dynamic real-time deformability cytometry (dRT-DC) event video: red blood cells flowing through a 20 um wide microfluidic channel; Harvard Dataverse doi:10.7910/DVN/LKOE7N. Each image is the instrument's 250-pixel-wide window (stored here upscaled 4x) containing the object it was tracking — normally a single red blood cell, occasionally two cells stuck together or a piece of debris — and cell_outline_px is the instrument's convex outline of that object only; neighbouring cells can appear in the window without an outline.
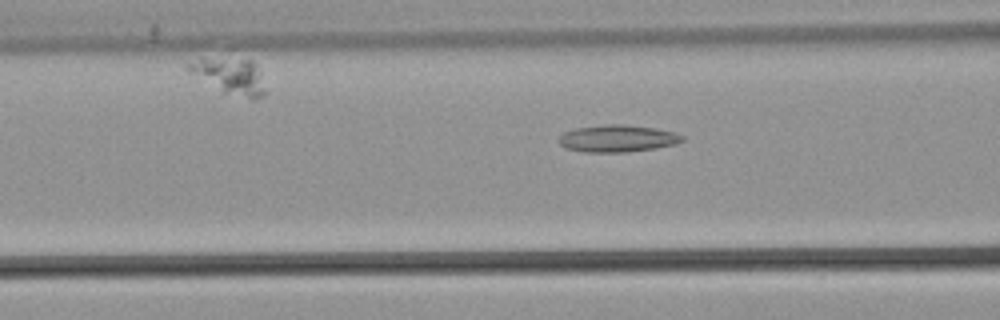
{"species": "common noctule bat (a hibernating species)", "species_latin": "Nyctalus noctula", "temperature_condition": "warm", "stored_images_in_passage": 39, "camera_frame_rate_fps": 3000, "um_per_image_px": 0.085, "animal": {"sex": "male", "body_mass_g": 21.5, "forearm_length_mm": 52.0}, "frame": {"image": 1, "passage_image": 16, "time_ms": 5.0, "image_size_px": [1000, 320], "cell_outline_px": [[684, 140], [676, 144], [656, 148], [624, 152], [584, 152], [564, 148], [560, 144], [560, 136], [564, 132], [576, 128], [604, 124], [624, 124], [656, 128], [676, 132], [684, 136]], "centroid_in_image_um": [52.51, 11.76], "position_along_channel_um": 114.1, "area_um2": 19.59}}
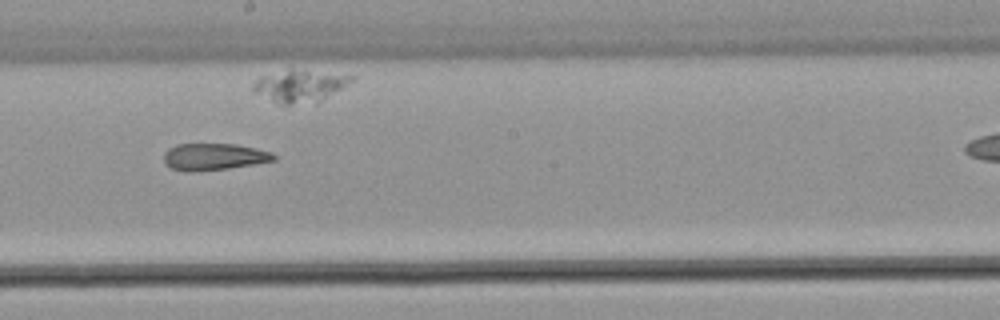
{"frame": {"image": 2, "passage_image": 25, "time_ms": 8.0, "image_size_px": [1000, 320], "cell_outline_px": [[276, 160], [228, 168], [188, 172], [184, 172], [172, 168], [164, 160], [164, 152], [168, 148], [176, 144], [236, 144], [256, 148], [272, 152], [276, 156]], "centroid_in_image_um": [18.18, 13.31], "position_along_channel_um": 230.0, "area_um2": 17.11}}
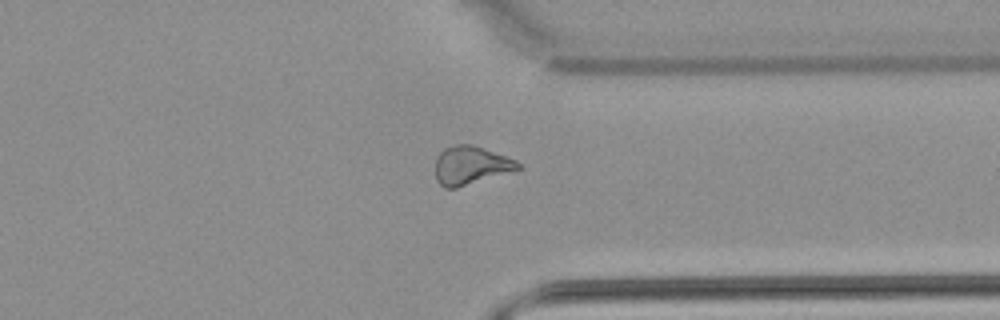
{"frame": {"image": 3, "passage_image": 36, "time_ms": 11.667, "image_size_px": [1000, 320], "cell_outline_px": [[520, 168], [456, 188], [444, 188], [436, 180], [436, 156], [444, 148], [456, 144], [472, 144], [516, 160], [520, 164]], "centroid_in_image_um": [39.96, 14.04], "position_along_channel_um": 371.4, "area_um2": 18.15}}